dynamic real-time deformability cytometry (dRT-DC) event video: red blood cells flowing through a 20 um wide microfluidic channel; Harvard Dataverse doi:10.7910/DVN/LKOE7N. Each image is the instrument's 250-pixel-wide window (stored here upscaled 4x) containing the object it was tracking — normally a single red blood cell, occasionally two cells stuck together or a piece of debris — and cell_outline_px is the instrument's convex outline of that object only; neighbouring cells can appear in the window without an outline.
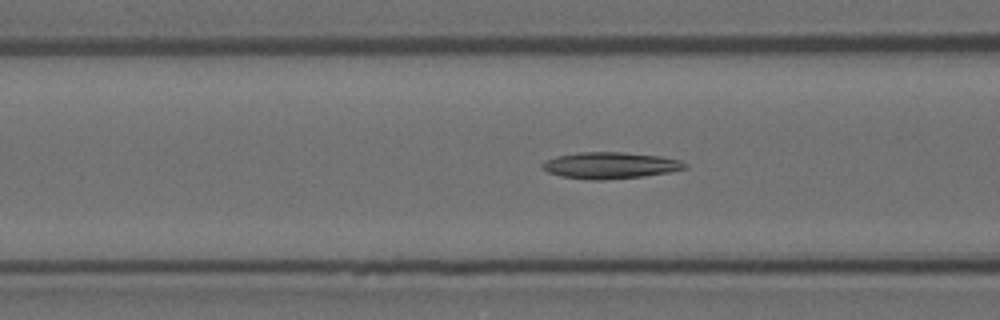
{"species": "Egyptian fruit bat (a non-hibernating species)", "species_latin": "Rousettus aegyptiacus", "temperature_condition": "room temperature", "stored_images_in_passage": 52, "camera_frame_rate_fps": 3000, "um_per_image_px": 0.085, "animal": {"sex": "female"}, "frame": {"image": 1, "passage_image": 17, "time_ms": 5.333, "image_size_px": [1000, 320], "cell_outline_px": [[688, 168], [668, 172], [644, 176], [604, 180], [592, 180], [560, 176], [548, 172], [540, 168], [540, 164], [556, 156], [580, 152], [620, 152], [660, 156], [680, 160], [688, 164]], "centroid_in_image_um": [51.86, 14.06], "position_along_channel_um": 114.7, "area_um2": 22.02}}
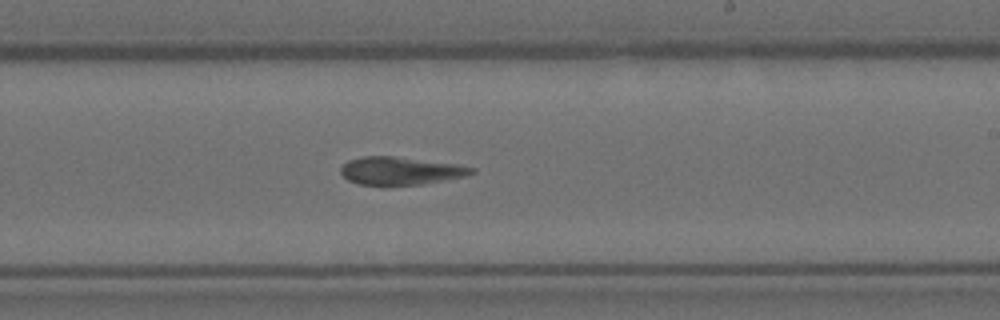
{"frame": {"image": 2, "passage_image": 29, "time_ms": 9.333, "image_size_px": [1000, 320], "cell_outline_px": [[476, 172], [464, 176], [424, 184], [384, 188], [360, 184], [348, 180], [340, 172], [340, 168], [348, 160], [364, 156], [392, 156], [460, 164], [476, 168]], "centroid_in_image_um": [34.04, 14.55], "position_along_channel_um": 255.0, "area_um2": 21.96}}
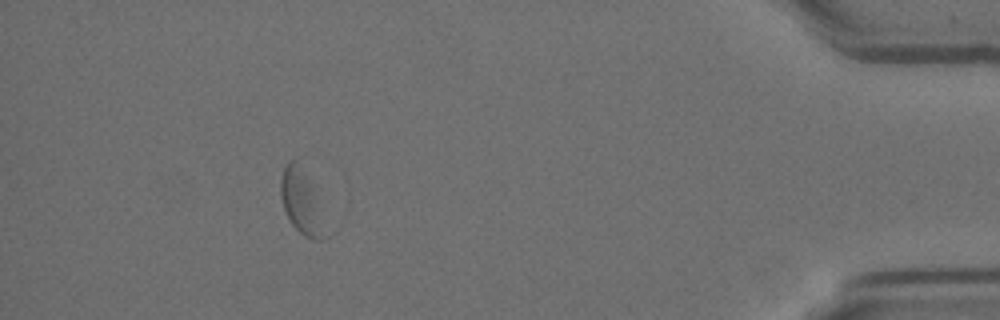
{"frame": {"image": 3, "passage_image": 47, "time_ms": 15.333, "image_size_px": [1000, 320], "cell_outline_px": [[328, 236], [324, 240], [316, 240], [304, 236], [292, 224], [284, 208], [280, 196], [280, 180], [284, 168], [288, 160], [292, 160], [308, 180]], "centroid_in_image_um": [25.59, 17.26], "position_along_channel_um": 409.6, "area_um2": 15.55}, "authors_computed_cell_mechanics": {"area_um2": 21.1837, "velocity_mm_per_s": 3.5239, "shape_relaxation_time_tau1_ms": null, "shape_relaxation_time_tau2_ms": 2.517, "deformation_change_tau1": null, "deformation_change_tau2": 0.089}}